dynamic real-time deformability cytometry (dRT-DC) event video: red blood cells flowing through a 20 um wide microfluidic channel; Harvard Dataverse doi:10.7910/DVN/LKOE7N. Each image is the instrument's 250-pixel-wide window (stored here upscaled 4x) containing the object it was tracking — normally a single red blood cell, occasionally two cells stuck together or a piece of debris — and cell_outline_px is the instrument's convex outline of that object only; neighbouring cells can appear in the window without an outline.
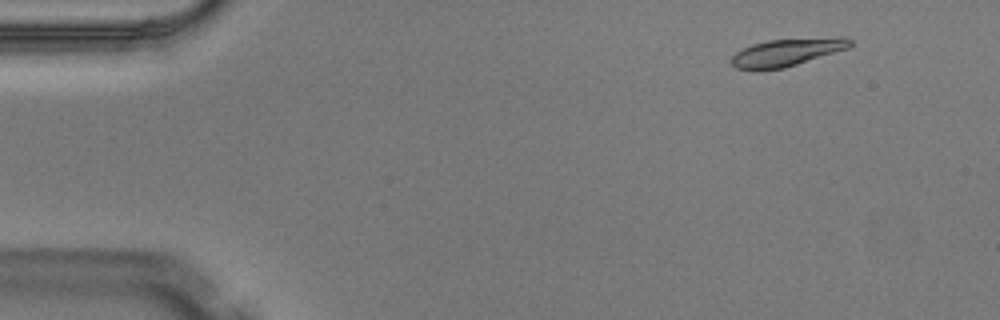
{"species": "Egyptian fruit bat (a non-hibernating species)", "species_latin": "Rousettus aegyptiacus", "temperature_condition": "warm", "stored_images_in_passage": 4, "camera_frame_rate_fps": 3000, "um_per_image_px": 0.085, "animal": {"sex": "male"}, "frame": {"image": 1, "passage_image": 2, "time_ms": 0.333, "image_size_px": [1000, 320], "cell_outline_px": [[852, 44], [848, 48], [784, 68], [736, 68], [728, 60], [736, 52], [752, 44], [768, 40], [836, 36], [848, 36], [852, 40]], "centroid_in_image_um": [66.95, 4.4], "position_along_channel_um": 18.0, "area_um2": 18.9}}
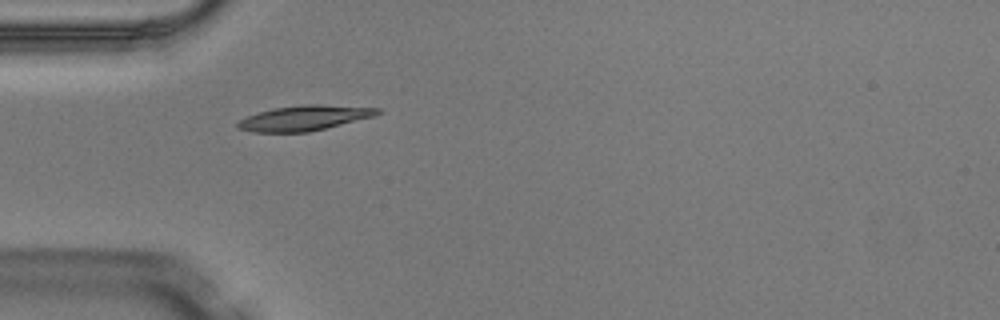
{"frame": {"image": 2, "passage_image": 4, "time_ms": 1.0, "image_size_px": [1000, 320], "cell_outline_px": [[380, 112], [376, 116], [308, 132], [252, 132], [236, 128], [236, 124], [240, 120], [248, 116], [272, 108], [304, 104], [320, 104], [380, 108]], "centroid_in_image_um": [25.87, 10.03], "position_along_channel_um": 59.1, "area_um2": 20.4}}